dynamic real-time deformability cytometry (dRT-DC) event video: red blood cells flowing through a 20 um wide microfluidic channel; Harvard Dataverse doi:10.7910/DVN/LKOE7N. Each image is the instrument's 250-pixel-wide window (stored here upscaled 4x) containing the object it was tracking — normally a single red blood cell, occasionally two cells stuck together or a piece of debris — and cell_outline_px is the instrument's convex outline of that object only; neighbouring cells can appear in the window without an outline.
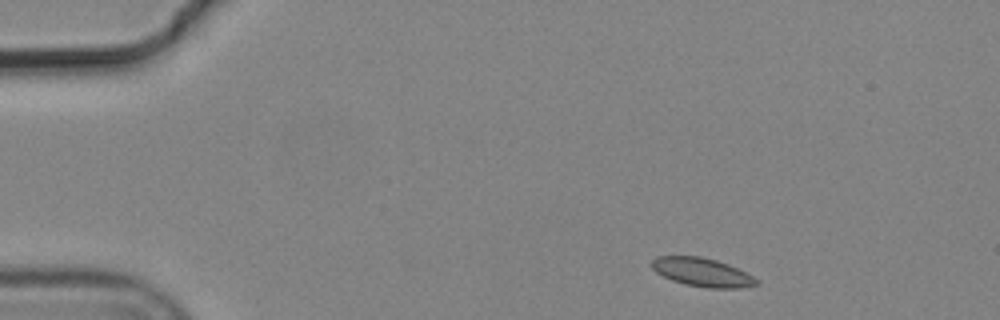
{"species": "common noctule bat (a hibernating species)", "species_latin": "Nyctalus noctula", "temperature_condition": "cold", "stored_images_in_passage": 8, "camera_frame_rate_fps": 3000, "um_per_image_px": 0.085, "animal": {"sex": "male", "body_mass_g": 19.2, "forearm_length_mm": 51.8}, "frame": {"image": 1, "passage_image": 1, "time_ms": 0.0, "image_size_px": [1000, 320], "cell_outline_px": [[760, 284], [740, 288], [708, 288], [684, 284], [672, 280], [656, 272], [652, 268], [652, 260], [656, 256], [700, 256], [716, 260], [728, 264], [760, 280]], "centroid_in_image_um": [59.7, 23.14], "position_along_channel_um": 25.3, "area_um2": 17.4}}
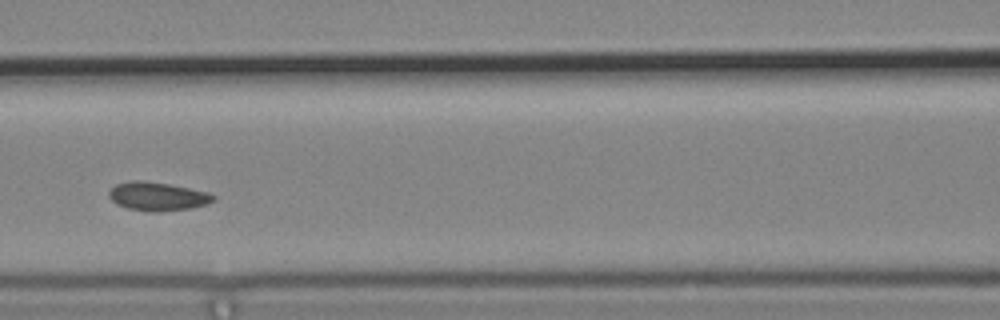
{"frame": {"image": 2, "passage_image": 6, "time_ms": 1.667, "image_size_px": [1000, 320], "cell_outline_px": [[216, 200], [208, 204], [192, 208], [156, 212], [152, 212], [128, 208], [116, 204], [108, 196], [108, 192], [116, 184], [132, 180], [144, 180], [168, 184], [208, 192], [216, 196]], "centroid_in_image_um": [13.4, 16.69], "position_along_channel_um": 153.2, "area_um2": 17.46}}
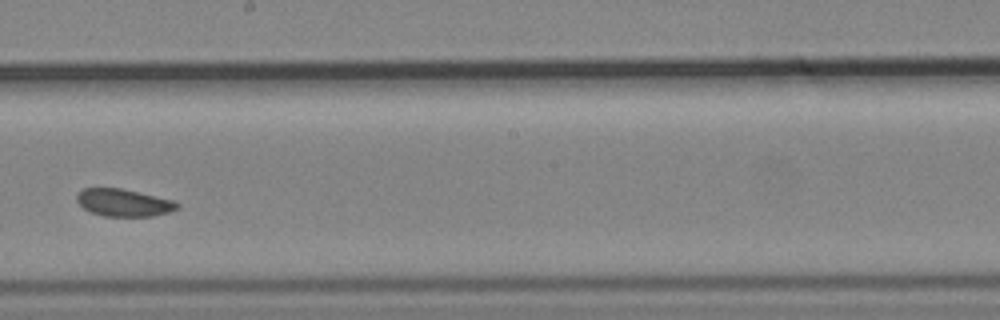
{"frame": {"image": 3, "passage_image": 8, "time_ms": 2.333, "image_size_px": [1000, 320], "cell_outline_px": [[180, 204], [176, 208], [168, 212], [152, 216], [104, 216], [92, 212], [84, 208], [76, 200], [76, 196], [84, 188], [120, 188], [172, 200]], "centroid_in_image_um": [10.49, 17.22], "position_along_channel_um": 237.7, "area_um2": 15.66}}